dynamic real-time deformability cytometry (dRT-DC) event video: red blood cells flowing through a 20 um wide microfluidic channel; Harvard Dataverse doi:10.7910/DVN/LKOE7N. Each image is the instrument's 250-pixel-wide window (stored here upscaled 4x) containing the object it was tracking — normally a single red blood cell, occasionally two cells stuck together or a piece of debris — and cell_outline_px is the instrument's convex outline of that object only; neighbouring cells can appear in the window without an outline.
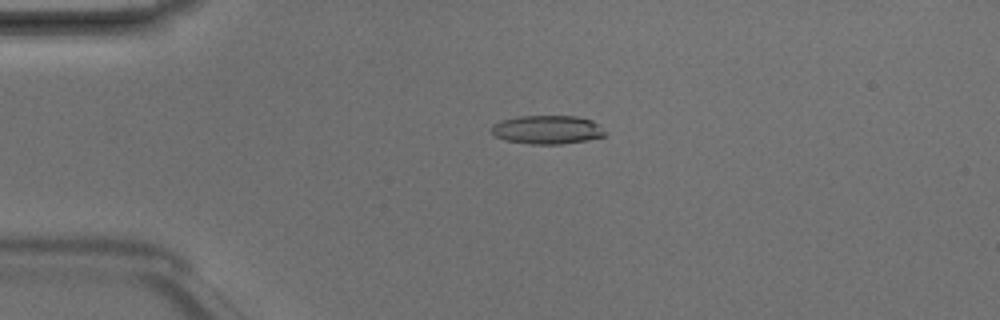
{"species": "Egyptian fruit bat (a non-hibernating species)", "species_latin": "Rousettus aegyptiacus", "temperature_condition": "room temperature", "stored_images_in_passage": 5, "camera_frame_rate_fps": 3000, "um_per_image_px": 0.085, "animal": {"sex": "male"}, "frame": {"image": 1, "passage_image": 4, "time_ms": 1.0, "image_size_px": [1000, 320], "cell_outline_px": [[604, 136], [588, 140], [560, 144], [532, 144], [504, 140], [496, 136], [492, 132], [492, 124], [500, 120], [520, 116], [576, 116], [592, 120], [600, 124], [604, 132]], "centroid_in_image_um": [46.52, 11.02], "position_along_channel_um": 38.5, "area_um2": 18.96}}